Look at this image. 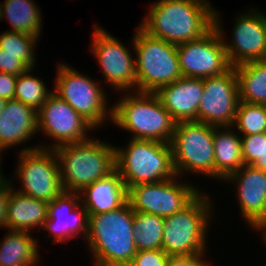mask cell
<instances>
[{
	"instance_id": "d4e9b609",
	"label": "cell",
	"mask_w": 266,
	"mask_h": 266,
	"mask_svg": "<svg viewBox=\"0 0 266 266\" xmlns=\"http://www.w3.org/2000/svg\"><path fill=\"white\" fill-rule=\"evenodd\" d=\"M1 9V21L6 19L9 22V31L41 38L42 11L34 0H4Z\"/></svg>"
},
{
	"instance_id": "484cf974",
	"label": "cell",
	"mask_w": 266,
	"mask_h": 266,
	"mask_svg": "<svg viewBox=\"0 0 266 266\" xmlns=\"http://www.w3.org/2000/svg\"><path fill=\"white\" fill-rule=\"evenodd\" d=\"M234 69L239 101L266 105V59L242 63Z\"/></svg>"
},
{
	"instance_id": "8d00e7d4",
	"label": "cell",
	"mask_w": 266,
	"mask_h": 266,
	"mask_svg": "<svg viewBox=\"0 0 266 266\" xmlns=\"http://www.w3.org/2000/svg\"><path fill=\"white\" fill-rule=\"evenodd\" d=\"M251 229H253V230L256 229L258 232H260V235L263 232L262 233L263 234L262 237H263L264 244L266 245V219L256 222L251 227Z\"/></svg>"
},
{
	"instance_id": "8992f818",
	"label": "cell",
	"mask_w": 266,
	"mask_h": 266,
	"mask_svg": "<svg viewBox=\"0 0 266 266\" xmlns=\"http://www.w3.org/2000/svg\"><path fill=\"white\" fill-rule=\"evenodd\" d=\"M209 196L202 191L182 211L164 218L162 249L169 256L206 254L209 225L214 216V202Z\"/></svg>"
},
{
	"instance_id": "f1b7e54d",
	"label": "cell",
	"mask_w": 266,
	"mask_h": 266,
	"mask_svg": "<svg viewBox=\"0 0 266 266\" xmlns=\"http://www.w3.org/2000/svg\"><path fill=\"white\" fill-rule=\"evenodd\" d=\"M232 127L240 136L266 132V105L239 101Z\"/></svg>"
},
{
	"instance_id": "ba28073f",
	"label": "cell",
	"mask_w": 266,
	"mask_h": 266,
	"mask_svg": "<svg viewBox=\"0 0 266 266\" xmlns=\"http://www.w3.org/2000/svg\"><path fill=\"white\" fill-rule=\"evenodd\" d=\"M57 65L53 91L95 129L103 127L107 120L112 122V106L107 107L108 94L104 92L101 82H95L96 80L67 63L59 62Z\"/></svg>"
},
{
	"instance_id": "9c48e42d",
	"label": "cell",
	"mask_w": 266,
	"mask_h": 266,
	"mask_svg": "<svg viewBox=\"0 0 266 266\" xmlns=\"http://www.w3.org/2000/svg\"><path fill=\"white\" fill-rule=\"evenodd\" d=\"M170 145L179 179L186 173L214 178L213 125L198 121L176 122Z\"/></svg>"
},
{
	"instance_id": "8fae6325",
	"label": "cell",
	"mask_w": 266,
	"mask_h": 266,
	"mask_svg": "<svg viewBox=\"0 0 266 266\" xmlns=\"http://www.w3.org/2000/svg\"><path fill=\"white\" fill-rule=\"evenodd\" d=\"M93 28L90 51L100 66L103 82L118 93L137 92L136 58L129 47L103 27L95 24Z\"/></svg>"
},
{
	"instance_id": "f546056e",
	"label": "cell",
	"mask_w": 266,
	"mask_h": 266,
	"mask_svg": "<svg viewBox=\"0 0 266 266\" xmlns=\"http://www.w3.org/2000/svg\"><path fill=\"white\" fill-rule=\"evenodd\" d=\"M40 38L29 34H23L6 30L0 32V48L11 55H21V61L29 68L36 66V44ZM35 49V51H34Z\"/></svg>"
},
{
	"instance_id": "7a4b0ae2",
	"label": "cell",
	"mask_w": 266,
	"mask_h": 266,
	"mask_svg": "<svg viewBox=\"0 0 266 266\" xmlns=\"http://www.w3.org/2000/svg\"><path fill=\"white\" fill-rule=\"evenodd\" d=\"M134 211L128 201L120 208L88 215L85 240L94 266H128L137 249L133 234Z\"/></svg>"
},
{
	"instance_id": "4dcf8cb0",
	"label": "cell",
	"mask_w": 266,
	"mask_h": 266,
	"mask_svg": "<svg viewBox=\"0 0 266 266\" xmlns=\"http://www.w3.org/2000/svg\"><path fill=\"white\" fill-rule=\"evenodd\" d=\"M244 165L266 171V132L241 136Z\"/></svg>"
},
{
	"instance_id": "5bb4252c",
	"label": "cell",
	"mask_w": 266,
	"mask_h": 266,
	"mask_svg": "<svg viewBox=\"0 0 266 266\" xmlns=\"http://www.w3.org/2000/svg\"><path fill=\"white\" fill-rule=\"evenodd\" d=\"M37 118L38 132L54 140L50 146L40 145L43 149L55 150L61 145L87 141L91 138L88 131L95 129L54 91L37 111Z\"/></svg>"
},
{
	"instance_id": "83f0119b",
	"label": "cell",
	"mask_w": 266,
	"mask_h": 266,
	"mask_svg": "<svg viewBox=\"0 0 266 266\" xmlns=\"http://www.w3.org/2000/svg\"><path fill=\"white\" fill-rule=\"evenodd\" d=\"M34 69H28L25 73L18 75L15 85V99L38 111L53 92L48 90L45 81L35 77Z\"/></svg>"
},
{
	"instance_id": "e0dca14e",
	"label": "cell",
	"mask_w": 266,
	"mask_h": 266,
	"mask_svg": "<svg viewBox=\"0 0 266 266\" xmlns=\"http://www.w3.org/2000/svg\"><path fill=\"white\" fill-rule=\"evenodd\" d=\"M42 229L49 232V236H53L55 243L65 244L79 235L85 239L88 232V214L80 204L79 194L64 191L49 202L48 219Z\"/></svg>"
},
{
	"instance_id": "ab89813d",
	"label": "cell",
	"mask_w": 266,
	"mask_h": 266,
	"mask_svg": "<svg viewBox=\"0 0 266 266\" xmlns=\"http://www.w3.org/2000/svg\"><path fill=\"white\" fill-rule=\"evenodd\" d=\"M1 14H2V9H1V4H0V22H1Z\"/></svg>"
},
{
	"instance_id": "74e56055",
	"label": "cell",
	"mask_w": 266,
	"mask_h": 266,
	"mask_svg": "<svg viewBox=\"0 0 266 266\" xmlns=\"http://www.w3.org/2000/svg\"><path fill=\"white\" fill-rule=\"evenodd\" d=\"M0 161H1V158H0ZM0 164H1V162H0ZM0 168H1V166H0ZM2 173H3V171L1 169L0 170V186L7 180V178Z\"/></svg>"
},
{
	"instance_id": "d6a6232c",
	"label": "cell",
	"mask_w": 266,
	"mask_h": 266,
	"mask_svg": "<svg viewBox=\"0 0 266 266\" xmlns=\"http://www.w3.org/2000/svg\"><path fill=\"white\" fill-rule=\"evenodd\" d=\"M29 68L21 61V55L5 53L0 48V72L18 76L25 73Z\"/></svg>"
},
{
	"instance_id": "e575fe53",
	"label": "cell",
	"mask_w": 266,
	"mask_h": 266,
	"mask_svg": "<svg viewBox=\"0 0 266 266\" xmlns=\"http://www.w3.org/2000/svg\"><path fill=\"white\" fill-rule=\"evenodd\" d=\"M18 76L0 72V97L5 100L15 99V85Z\"/></svg>"
},
{
	"instance_id": "3957f363",
	"label": "cell",
	"mask_w": 266,
	"mask_h": 266,
	"mask_svg": "<svg viewBox=\"0 0 266 266\" xmlns=\"http://www.w3.org/2000/svg\"><path fill=\"white\" fill-rule=\"evenodd\" d=\"M122 93L121 99L112 104V124L130 132L132 139L170 143L176 121L163 107L159 97L155 93Z\"/></svg>"
},
{
	"instance_id": "44dd1931",
	"label": "cell",
	"mask_w": 266,
	"mask_h": 266,
	"mask_svg": "<svg viewBox=\"0 0 266 266\" xmlns=\"http://www.w3.org/2000/svg\"><path fill=\"white\" fill-rule=\"evenodd\" d=\"M78 194L80 204L88 215L116 210L128 201V189L116 169L86 186Z\"/></svg>"
},
{
	"instance_id": "6da1fadb",
	"label": "cell",
	"mask_w": 266,
	"mask_h": 266,
	"mask_svg": "<svg viewBox=\"0 0 266 266\" xmlns=\"http://www.w3.org/2000/svg\"><path fill=\"white\" fill-rule=\"evenodd\" d=\"M149 8L139 27L174 45L196 40L215 26V8L209 0H158Z\"/></svg>"
},
{
	"instance_id": "4fadbf2b",
	"label": "cell",
	"mask_w": 266,
	"mask_h": 266,
	"mask_svg": "<svg viewBox=\"0 0 266 266\" xmlns=\"http://www.w3.org/2000/svg\"><path fill=\"white\" fill-rule=\"evenodd\" d=\"M238 14L234 19L231 41L226 40L220 22V14L215 9V27L220 33L228 60L232 67L249 61L266 59V14L257 8Z\"/></svg>"
},
{
	"instance_id": "7c38bea8",
	"label": "cell",
	"mask_w": 266,
	"mask_h": 266,
	"mask_svg": "<svg viewBox=\"0 0 266 266\" xmlns=\"http://www.w3.org/2000/svg\"><path fill=\"white\" fill-rule=\"evenodd\" d=\"M178 176L158 183L138 184L128 188V203L133 211L168 217L187 207L201 192L194 183Z\"/></svg>"
},
{
	"instance_id": "52a82bcc",
	"label": "cell",
	"mask_w": 266,
	"mask_h": 266,
	"mask_svg": "<svg viewBox=\"0 0 266 266\" xmlns=\"http://www.w3.org/2000/svg\"><path fill=\"white\" fill-rule=\"evenodd\" d=\"M131 41L136 58L137 92L156 93L182 77L177 45L152 37L139 26Z\"/></svg>"
},
{
	"instance_id": "4316f807",
	"label": "cell",
	"mask_w": 266,
	"mask_h": 266,
	"mask_svg": "<svg viewBox=\"0 0 266 266\" xmlns=\"http://www.w3.org/2000/svg\"><path fill=\"white\" fill-rule=\"evenodd\" d=\"M164 218L134 211L133 234L137 251L162 249Z\"/></svg>"
},
{
	"instance_id": "7402d4cb",
	"label": "cell",
	"mask_w": 266,
	"mask_h": 266,
	"mask_svg": "<svg viewBox=\"0 0 266 266\" xmlns=\"http://www.w3.org/2000/svg\"><path fill=\"white\" fill-rule=\"evenodd\" d=\"M10 181V194L7 202L6 230L31 232L35 228H43L48 219V202L23 195L16 191L12 180Z\"/></svg>"
},
{
	"instance_id": "277c9868",
	"label": "cell",
	"mask_w": 266,
	"mask_h": 266,
	"mask_svg": "<svg viewBox=\"0 0 266 266\" xmlns=\"http://www.w3.org/2000/svg\"><path fill=\"white\" fill-rule=\"evenodd\" d=\"M64 191L78 193L116 169L115 146L96 137L55 149Z\"/></svg>"
},
{
	"instance_id": "9a60e30c",
	"label": "cell",
	"mask_w": 266,
	"mask_h": 266,
	"mask_svg": "<svg viewBox=\"0 0 266 266\" xmlns=\"http://www.w3.org/2000/svg\"><path fill=\"white\" fill-rule=\"evenodd\" d=\"M177 53L183 77L204 79L223 74L232 67L215 26L204 36L177 45Z\"/></svg>"
},
{
	"instance_id": "2e32d148",
	"label": "cell",
	"mask_w": 266,
	"mask_h": 266,
	"mask_svg": "<svg viewBox=\"0 0 266 266\" xmlns=\"http://www.w3.org/2000/svg\"><path fill=\"white\" fill-rule=\"evenodd\" d=\"M204 91L200 100L197 121L216 127L232 126L239 103L236 71L203 79Z\"/></svg>"
},
{
	"instance_id": "30bf717a",
	"label": "cell",
	"mask_w": 266,
	"mask_h": 266,
	"mask_svg": "<svg viewBox=\"0 0 266 266\" xmlns=\"http://www.w3.org/2000/svg\"><path fill=\"white\" fill-rule=\"evenodd\" d=\"M23 148L18 152L14 172L21 185L16 191L48 203L53 201L64 192L55 150L39 145Z\"/></svg>"
},
{
	"instance_id": "5b68a950",
	"label": "cell",
	"mask_w": 266,
	"mask_h": 266,
	"mask_svg": "<svg viewBox=\"0 0 266 266\" xmlns=\"http://www.w3.org/2000/svg\"><path fill=\"white\" fill-rule=\"evenodd\" d=\"M128 141L124 148L115 146L116 170L127 189L177 176L170 143L132 138Z\"/></svg>"
},
{
	"instance_id": "d590c367",
	"label": "cell",
	"mask_w": 266,
	"mask_h": 266,
	"mask_svg": "<svg viewBox=\"0 0 266 266\" xmlns=\"http://www.w3.org/2000/svg\"><path fill=\"white\" fill-rule=\"evenodd\" d=\"M10 194V181L7 179L0 186V229H5V222L7 219V202Z\"/></svg>"
},
{
	"instance_id": "ffe728a7",
	"label": "cell",
	"mask_w": 266,
	"mask_h": 266,
	"mask_svg": "<svg viewBox=\"0 0 266 266\" xmlns=\"http://www.w3.org/2000/svg\"><path fill=\"white\" fill-rule=\"evenodd\" d=\"M37 133V111L19 100H7L0 112V158L2 151L25 144Z\"/></svg>"
},
{
	"instance_id": "f35d334b",
	"label": "cell",
	"mask_w": 266,
	"mask_h": 266,
	"mask_svg": "<svg viewBox=\"0 0 266 266\" xmlns=\"http://www.w3.org/2000/svg\"><path fill=\"white\" fill-rule=\"evenodd\" d=\"M6 102H7V100L0 97V112L5 107Z\"/></svg>"
},
{
	"instance_id": "1f68e13d",
	"label": "cell",
	"mask_w": 266,
	"mask_h": 266,
	"mask_svg": "<svg viewBox=\"0 0 266 266\" xmlns=\"http://www.w3.org/2000/svg\"><path fill=\"white\" fill-rule=\"evenodd\" d=\"M169 255L163 249L137 251L128 266H166Z\"/></svg>"
},
{
	"instance_id": "603a6c76",
	"label": "cell",
	"mask_w": 266,
	"mask_h": 266,
	"mask_svg": "<svg viewBox=\"0 0 266 266\" xmlns=\"http://www.w3.org/2000/svg\"><path fill=\"white\" fill-rule=\"evenodd\" d=\"M214 155V179L217 181H224L244 165L241 136L232 126H214Z\"/></svg>"
},
{
	"instance_id": "cb8c5ba5",
	"label": "cell",
	"mask_w": 266,
	"mask_h": 266,
	"mask_svg": "<svg viewBox=\"0 0 266 266\" xmlns=\"http://www.w3.org/2000/svg\"><path fill=\"white\" fill-rule=\"evenodd\" d=\"M8 232L0 242V266H37L38 239L26 231Z\"/></svg>"
},
{
	"instance_id": "d6986e66",
	"label": "cell",
	"mask_w": 266,
	"mask_h": 266,
	"mask_svg": "<svg viewBox=\"0 0 266 266\" xmlns=\"http://www.w3.org/2000/svg\"><path fill=\"white\" fill-rule=\"evenodd\" d=\"M204 91L201 78L181 77L161 87L155 94L176 122L197 121V111Z\"/></svg>"
},
{
	"instance_id": "ac0fdd59",
	"label": "cell",
	"mask_w": 266,
	"mask_h": 266,
	"mask_svg": "<svg viewBox=\"0 0 266 266\" xmlns=\"http://www.w3.org/2000/svg\"><path fill=\"white\" fill-rule=\"evenodd\" d=\"M224 181L236 185L240 214L250 228L266 219V171L243 165Z\"/></svg>"
},
{
	"instance_id": "836d02e7",
	"label": "cell",
	"mask_w": 266,
	"mask_h": 266,
	"mask_svg": "<svg viewBox=\"0 0 266 266\" xmlns=\"http://www.w3.org/2000/svg\"><path fill=\"white\" fill-rule=\"evenodd\" d=\"M205 256L206 254L169 256L166 266H209Z\"/></svg>"
}]
</instances>
